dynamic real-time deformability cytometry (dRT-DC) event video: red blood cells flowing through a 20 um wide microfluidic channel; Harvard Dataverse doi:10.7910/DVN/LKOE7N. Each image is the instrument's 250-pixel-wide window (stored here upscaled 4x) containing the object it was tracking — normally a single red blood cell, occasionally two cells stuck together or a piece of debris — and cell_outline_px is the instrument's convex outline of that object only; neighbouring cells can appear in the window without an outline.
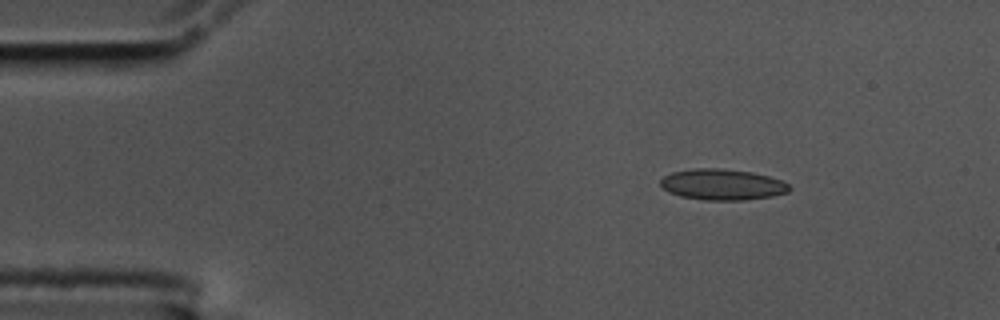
{"species": "common noctule bat (a hibernating species)", "species_latin": "Nyctalus noctula", "temperature_condition": "cold", "stored_images_in_passage": 3, "camera_frame_rate_fps": 3000, "um_per_image_px": 0.085, "animal": {"sex": "male", "body_mass_g": 17.5, "forearm_length_mm": 52.3}, "frame": {"image": 1, "passage_image": 1, "time_ms": 0.0, "image_size_px": [1000, 320], "cell_outline_px": [[792, 188], [788, 192], [772, 196], [744, 200], [704, 200], [680, 196], [668, 192], [660, 184], [660, 180], [664, 176], [672, 172], [692, 168], [720, 168], [752, 172], [768, 176], [780, 180], [788, 184]], "centroid_in_image_um": [61.39, 15.68], "position_along_channel_um": 23.6, "area_um2": 23.29}}
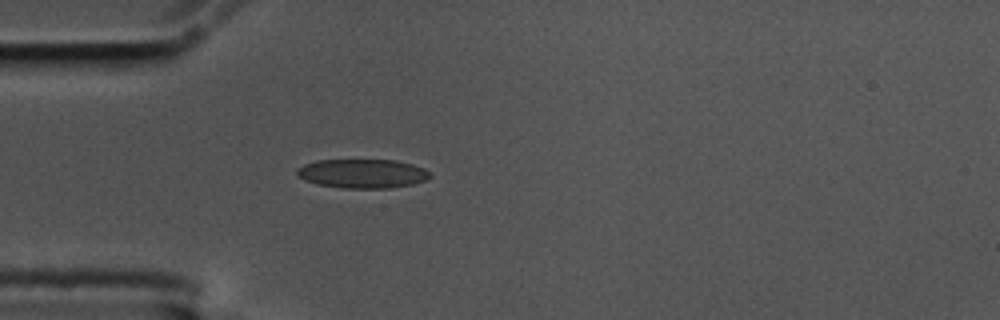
{"frame": {"image": 2, "passage_image": 3, "time_ms": 0.667, "image_size_px": [1000, 320], "cell_outline_px": [[432, 176], [428, 180], [412, 184], [388, 188], [344, 188], [316, 184], [304, 180], [296, 176], [296, 168], [304, 164], [316, 160], [396, 160], [412, 164], [424, 168], [432, 172]], "centroid_in_image_um": [30.81, 14.75], "position_along_channel_um": 54.2, "area_um2": 22.83}}